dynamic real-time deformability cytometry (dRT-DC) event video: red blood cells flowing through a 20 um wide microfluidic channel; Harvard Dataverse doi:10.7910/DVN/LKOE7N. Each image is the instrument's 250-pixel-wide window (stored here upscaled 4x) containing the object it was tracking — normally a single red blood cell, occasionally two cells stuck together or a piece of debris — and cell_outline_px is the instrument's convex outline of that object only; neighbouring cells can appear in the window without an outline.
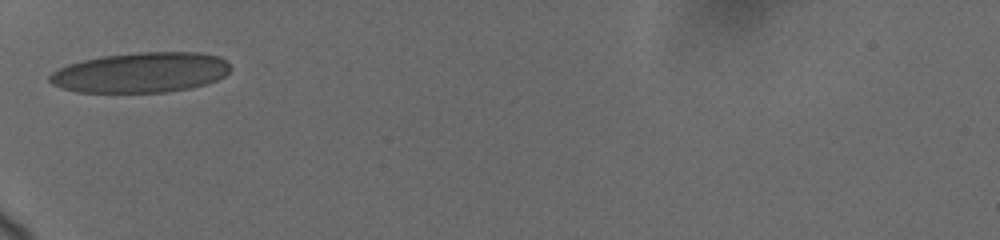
{"species": "human", "species_latin": "Homo sapiens", "temperature_condition": "cold", "stored_images_in_passage": 20, "camera_frame_rate_fps": 3000, "um_per_image_px": 0.085, "donor": {"sex": "female"}, "frame": {"image": 1, "passage_image": 1, "time_ms": 0.0, "image_size_px": [1000, 240], "cell_outline_px": [[232, 68], [224, 76], [208, 84], [192, 88], [164, 92], [76, 92], [60, 88], [52, 84], [48, 80], [48, 76], [52, 72], [68, 64], [100, 56], [136, 52], [200, 52], [220, 56]], "centroid_in_image_um": [11.97, 6.16], "position_along_channel_um": 73.0, "area_um2": 42.66}}
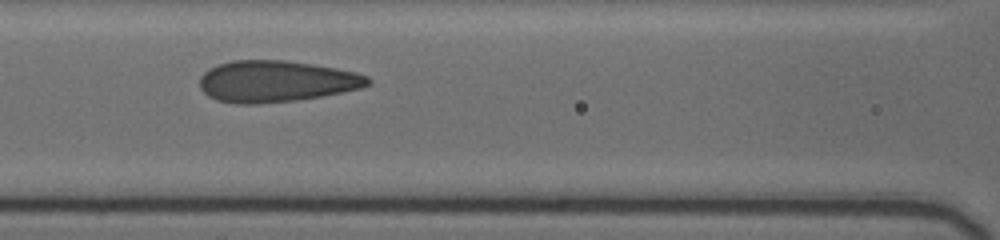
{"frame": {"image": 2, "passage_image": 12, "time_ms": 2.0, "image_size_px": [1000, 240], "cell_outline_px": [[372, 84], [360, 88], [320, 96], [296, 100], [256, 104], [240, 104], [216, 100], [208, 96], [200, 88], [200, 76], [208, 68], [216, 64], [232, 60], [284, 60], [312, 64], [336, 68], [356, 72], [368, 76], [372, 80]], "centroid_in_image_um": [23.45, 6.9], "position_along_channel_um": 143.1, "area_um2": 40.75}}
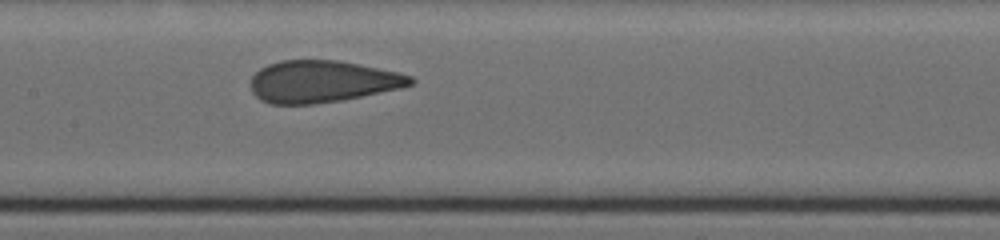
{"frame": {"image": 3, "passage_image": 17, "time_ms": 3.0, "image_size_px": [1000, 240], "cell_outline_px": [[416, 80], [412, 84], [400, 88], [344, 100], [316, 104], [272, 104], [260, 100], [252, 92], [252, 76], [260, 68], [268, 64], [280, 60], [336, 60], [360, 64], [400, 72], [412, 76]], "centroid_in_image_um": [27.41, 6.93], "position_along_channel_um": 180.0, "area_um2": 39.25}}